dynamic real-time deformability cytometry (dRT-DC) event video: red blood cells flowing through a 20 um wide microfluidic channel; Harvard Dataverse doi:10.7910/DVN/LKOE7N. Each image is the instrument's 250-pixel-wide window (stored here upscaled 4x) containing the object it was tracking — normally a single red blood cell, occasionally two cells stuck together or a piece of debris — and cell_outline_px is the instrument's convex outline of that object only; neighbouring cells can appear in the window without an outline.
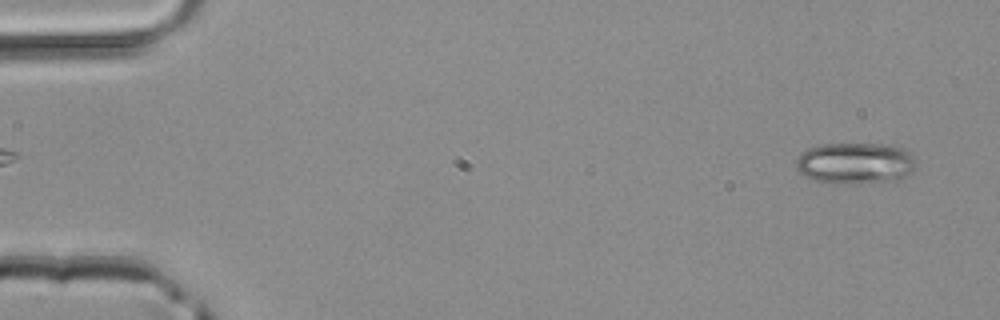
{"species": "common noctule bat (a hibernating species)", "species_latin": "Nyctalus noctula", "temperature_condition": "room temperature", "stored_images_in_passage": 46, "camera_frame_rate_fps": 3000, "um_per_image_px": 0.085, "animal": {"sex": "male", "body_mass_g": 20.4}, "frame": {"image": 1, "passage_image": 2, "time_ms": 0.333, "image_size_px": [1000, 320], "cell_outline_px": [[916, 164], [900, 180], [844, 184], [832, 184], [812, 180], [804, 176], [796, 168], [796, 160], [808, 148], [820, 144], [900, 144], [916, 160]], "centroid_in_image_um": [72.69, 13.87], "position_along_channel_um": 12.3, "area_um2": 29.19}}
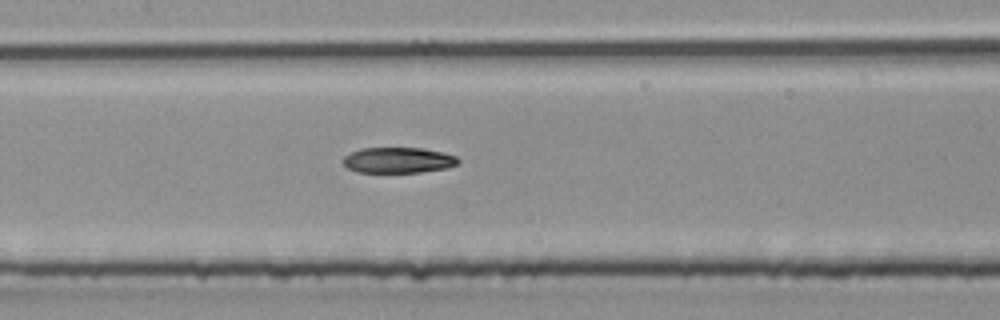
{"frame": {"image": 2, "passage_image": 22, "time_ms": 7.0, "image_size_px": [1000, 320], "cell_outline_px": [[460, 164], [448, 168], [420, 172], [356, 172], [348, 168], [340, 160], [344, 156], [360, 148], [424, 148], [444, 152], [456, 156], [460, 160]], "centroid_in_image_um": [33.87, 13.61], "position_along_channel_um": 173.5, "area_um2": 17.46}}
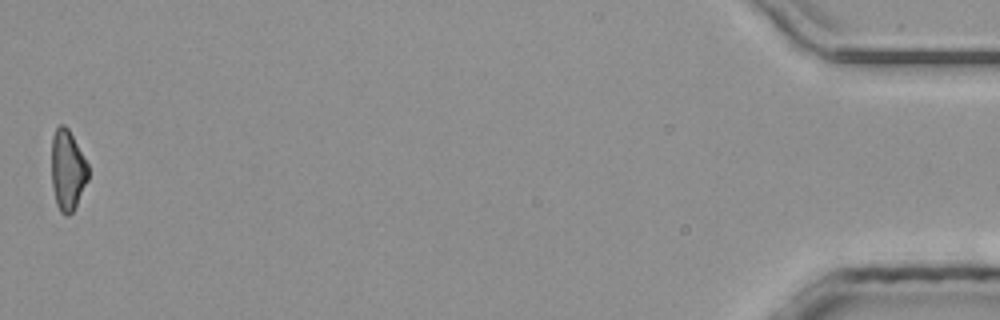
{"frame": {"image": 3, "passage_image": 46, "time_ms": 15.0, "image_size_px": [1000, 320], "cell_outline_px": [[88, 180], [72, 212], [68, 216], [64, 216], [60, 212], [56, 204], [52, 188], [52, 136], [56, 128], [60, 124], [64, 124], [68, 128], [88, 164]], "centroid_in_image_um": [5.73, 14.47], "position_along_channel_um": 429.5, "area_um2": 17.17}}